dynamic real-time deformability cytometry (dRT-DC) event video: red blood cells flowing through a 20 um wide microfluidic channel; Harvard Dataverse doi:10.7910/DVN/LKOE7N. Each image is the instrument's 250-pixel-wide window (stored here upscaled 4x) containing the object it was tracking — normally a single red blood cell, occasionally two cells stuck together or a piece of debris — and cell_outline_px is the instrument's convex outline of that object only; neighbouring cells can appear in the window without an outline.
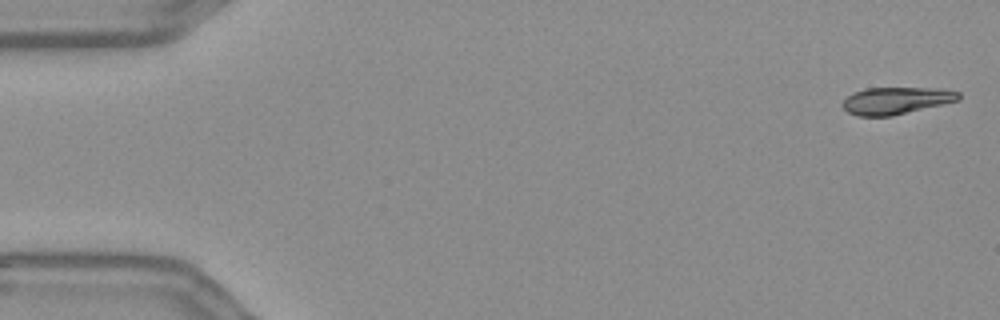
{"species": "Egyptian fruit bat (a non-hibernating species)", "species_latin": "Rousettus aegyptiacus", "temperature_condition": "warm", "stored_images_in_passage": 15, "camera_frame_rate_fps": 3000, "um_per_image_px": 0.085, "frame": {"image": 1, "passage_image": 2, "time_ms": 0.333, "image_size_px": [1000, 320], "cell_outline_px": [[960, 100], [892, 116], [856, 116], [848, 112], [840, 104], [852, 92], [868, 88], [936, 88], [960, 92]], "centroid_in_image_um": [76.15, 8.55], "position_along_channel_um": 8.8, "area_um2": 18.32}}